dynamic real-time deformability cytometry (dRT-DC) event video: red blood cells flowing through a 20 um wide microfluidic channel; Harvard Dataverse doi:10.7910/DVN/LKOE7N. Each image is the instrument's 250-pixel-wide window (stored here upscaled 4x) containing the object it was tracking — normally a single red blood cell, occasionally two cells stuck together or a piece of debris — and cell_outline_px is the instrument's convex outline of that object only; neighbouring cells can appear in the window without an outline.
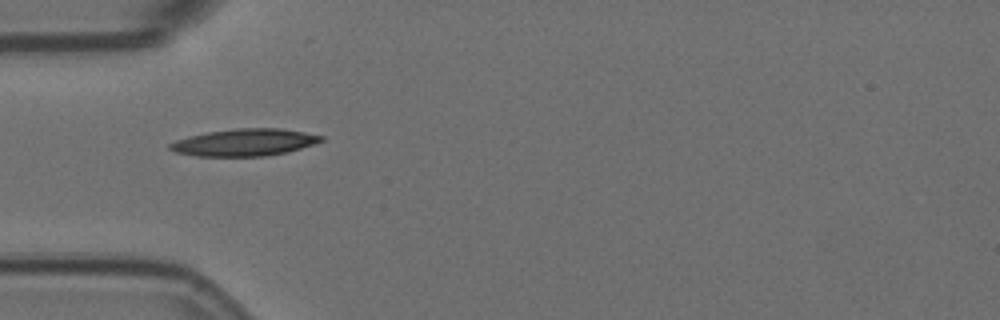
{"species": "Egyptian fruit bat (a non-hibernating species)", "species_latin": "Rousettus aegyptiacus", "temperature_condition": "room temperature", "stored_images_in_passage": 33, "camera_frame_rate_fps": 3000, "um_per_image_px": 0.085, "animal": {"sex": "female"}, "frame": {"image": 1, "passage_image": 1, "time_ms": 0.0, "image_size_px": [1000, 320], "cell_outline_px": [[324, 140], [300, 148], [284, 152], [264, 156], [196, 156], [176, 152], [168, 148], [168, 144], [176, 140], [208, 132], [236, 128], [280, 128], [304, 132], [324, 136]], "centroid_in_image_um": [20.77, 12.1], "position_along_channel_um": 64.2, "area_um2": 23.58}}
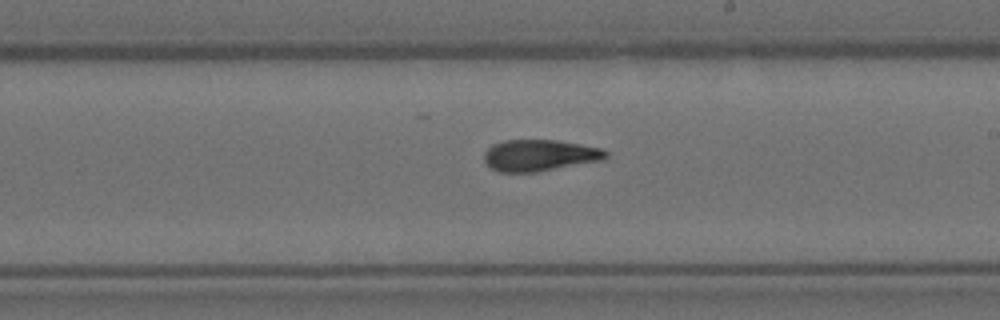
{"frame": {"image": 2, "passage_image": 16, "time_ms": 5.0, "image_size_px": [1000, 320], "cell_outline_px": [[608, 156], [600, 160], [536, 172], [500, 172], [492, 168], [484, 160], [484, 152], [492, 144], [504, 140], [556, 140], [580, 144], [600, 148], [608, 152]], "centroid_in_image_um": [45.83, 13.19], "position_along_channel_um": 243.2, "area_um2": 22.08}}
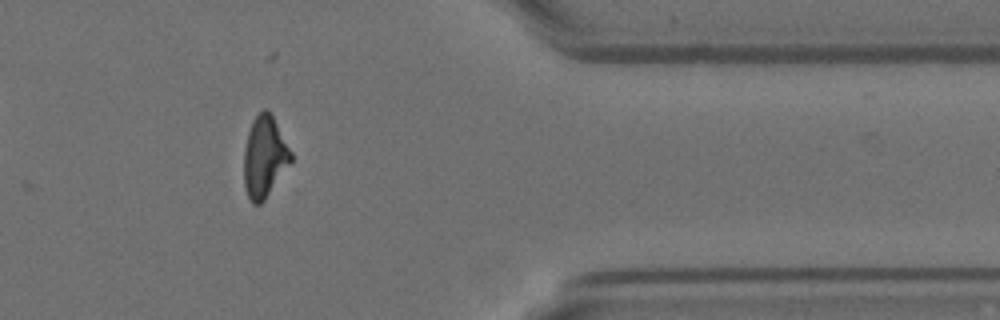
{"frame": {"image": 3, "passage_image": 30, "time_ms": 9.667, "image_size_px": [1000, 320], "cell_outline_px": [[292, 160], [264, 200], [260, 204], [252, 204], [248, 196], [244, 184], [244, 148], [248, 132], [252, 120], [264, 108], [272, 116], [292, 152]], "centroid_in_image_um": [22.46, 13.34], "position_along_channel_um": 388.9, "area_um2": 21.91}, "authors_computed_cell_mechanics": {"area_um2": 22.4842, "velocity_mm_per_s": 3.569, "shape_relaxation_time_tau1_ms": 6.0673, "shape_relaxation_time_tau2_ms": 3.0715, "deformation_change_tau1": 0.2176, "deformation_change_tau2": 0.1142}}